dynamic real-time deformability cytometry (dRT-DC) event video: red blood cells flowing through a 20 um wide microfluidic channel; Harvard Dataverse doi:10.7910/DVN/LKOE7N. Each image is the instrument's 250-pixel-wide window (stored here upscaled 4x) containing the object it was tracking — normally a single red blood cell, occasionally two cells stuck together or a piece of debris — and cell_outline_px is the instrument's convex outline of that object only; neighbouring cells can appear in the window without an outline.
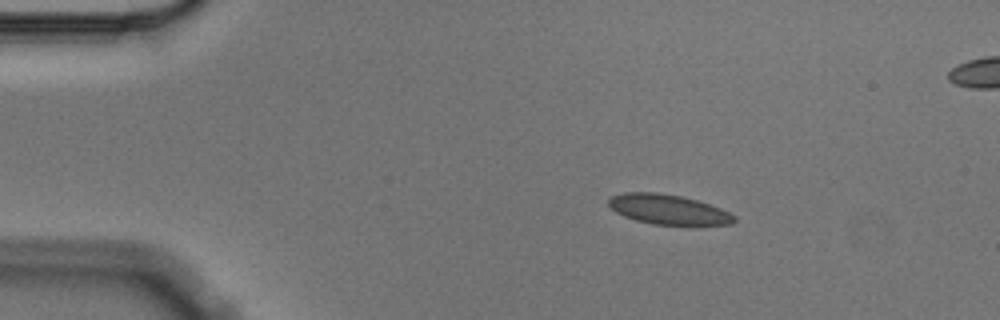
{"species": "Egyptian fruit bat (a non-hibernating species)", "species_latin": "Rousettus aegyptiacus", "temperature_condition": "cold", "stored_images_in_passage": 4, "segment_of_instrument_passage": [1, 2], "camera_frame_rate_fps": 3000, "um_per_image_px": 0.085, "animal": {"sex": "male"}, "frame": {"image": 1, "passage_image": 1, "time_ms": 0.0, "image_size_px": [1000, 320], "cell_outline_px": [[736, 220], [732, 224], [700, 228], [692, 228], [652, 224], [636, 220], [624, 216], [616, 212], [608, 204], [608, 200], [612, 196], [624, 192], [656, 192], [680, 196], [696, 200], [720, 208], [736, 216]], "centroid_in_image_um": [56.89, 17.87], "position_along_channel_um": 28.1, "area_um2": 22.77}}